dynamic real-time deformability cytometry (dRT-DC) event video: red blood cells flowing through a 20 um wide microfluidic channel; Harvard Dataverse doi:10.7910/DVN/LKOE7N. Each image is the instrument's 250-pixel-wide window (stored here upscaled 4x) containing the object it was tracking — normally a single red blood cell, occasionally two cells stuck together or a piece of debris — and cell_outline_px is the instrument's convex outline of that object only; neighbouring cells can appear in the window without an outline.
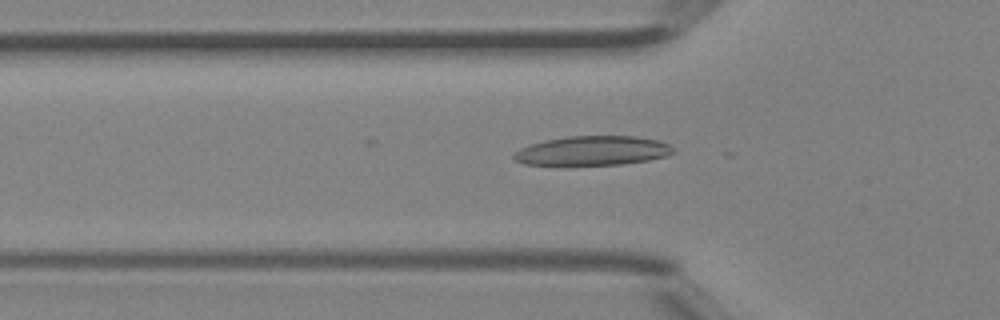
{"species": "Egyptian fruit bat (a non-hibernating species)", "species_latin": "Rousettus aegyptiacus", "temperature_condition": "room temperature", "stored_images_in_passage": 42, "camera_frame_rate_fps": 3000, "um_per_image_px": 0.085, "animal": {"sex": "female"}, "frame": {"image": 1, "passage_image": 12, "time_ms": 3.667, "image_size_px": [1000, 320], "cell_outline_px": [[676, 152], [664, 156], [648, 160], [620, 164], [524, 164], [512, 160], [512, 156], [520, 148], [544, 140], [568, 136], [636, 136], [656, 140], [668, 144]], "centroid_in_image_um": [50.35, 12.8], "position_along_channel_um": 75.5, "area_um2": 26.88}}
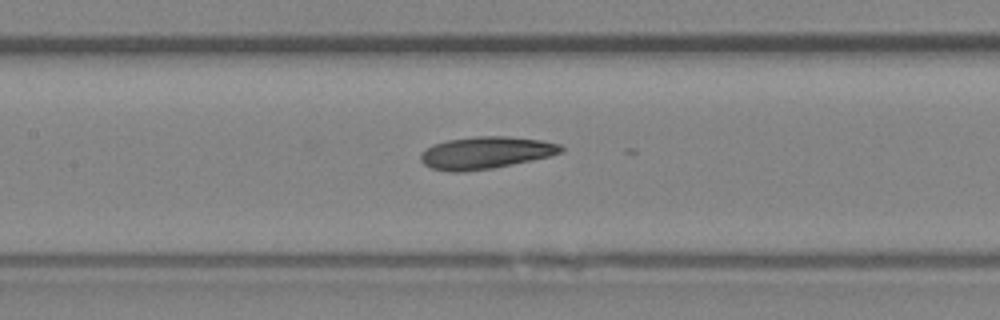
{"frame": {"image": 2, "passage_image": 18, "time_ms": 5.667, "image_size_px": [1000, 320], "cell_outline_px": [[564, 148], [560, 152], [548, 156], [492, 168], [464, 172], [452, 172], [432, 168], [424, 164], [420, 160], [420, 152], [432, 144], [448, 140], [476, 136], [508, 136], [540, 140], [560, 144]], "centroid_in_image_um": [41.22, 12.97], "position_along_channel_um": 166.2, "area_um2": 26.13}}
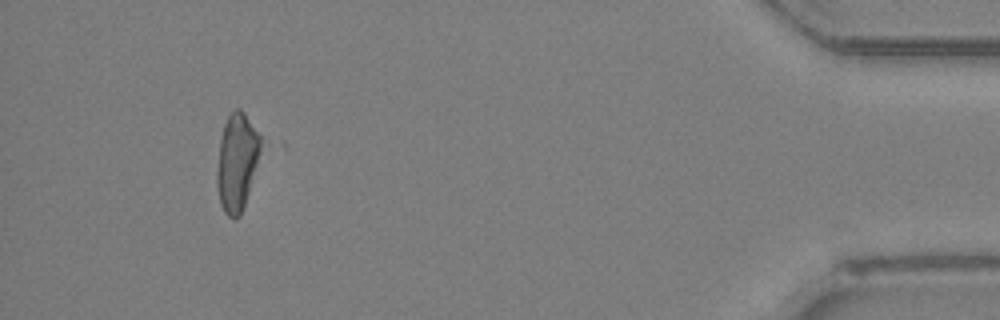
{"frame": {"image": 3, "passage_image": 39, "time_ms": 12.667, "image_size_px": [1000, 320], "cell_outline_px": [[260, 152], [248, 192], [240, 216], [236, 220], [232, 220], [224, 212], [220, 204], [216, 184], [216, 172], [220, 140], [224, 124], [228, 116], [236, 108], [240, 108], [244, 112], [260, 136]], "centroid_in_image_um": [20.1, 13.79], "position_along_channel_um": 415.1, "area_um2": 24.57}, "authors_computed_cell_mechanics": {"area_um2": 26.0389, "velocity_mm_per_s": 4.5228, "shape_relaxation_time_tau1_ms": null, "shape_relaxation_time_tau2_ms": 2.6121, "deformation_change_tau1": null, "deformation_change_tau2": 0.1223}}